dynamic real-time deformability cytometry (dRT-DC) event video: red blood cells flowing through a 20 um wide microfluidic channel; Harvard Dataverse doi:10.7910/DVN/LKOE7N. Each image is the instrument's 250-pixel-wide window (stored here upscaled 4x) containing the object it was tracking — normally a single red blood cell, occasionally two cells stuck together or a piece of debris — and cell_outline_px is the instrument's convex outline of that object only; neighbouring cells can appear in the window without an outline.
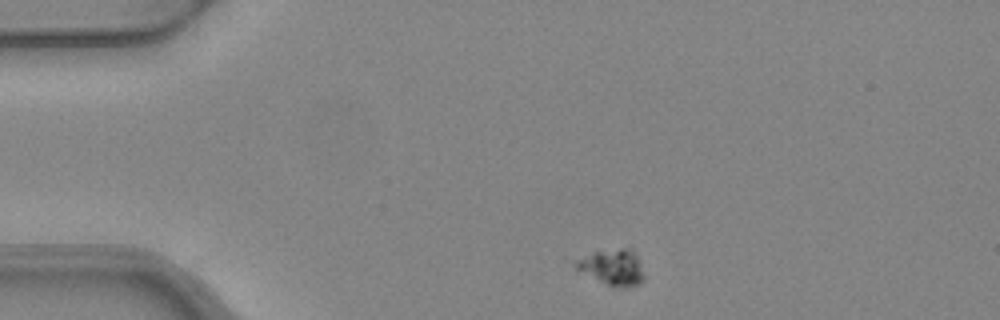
{"species": "common noctule bat (a hibernating species)", "species_latin": "Nyctalus noctula", "temperature_condition": "warm", "stored_images_in_passage": 2, "camera_frame_rate_fps": 3000, "um_per_image_px": 0.085, "animal": {"sex": "female", "body_mass_g": 24.6, "forearm_length_mm": 56.2}, "frame": {"image": 1, "passage_image": 1, "time_ms": 0.0, "image_size_px": [1000, 320], "cell_outline_px": [[644, 280], [640, 284], [624, 288], [612, 288], [576, 268], [572, 264], [576, 260], [592, 252], [620, 248], [632, 248], [640, 264], [644, 276]], "centroid_in_image_um": [52.07, 22.73], "position_along_channel_um": 32.9, "area_um2": 14.33}}